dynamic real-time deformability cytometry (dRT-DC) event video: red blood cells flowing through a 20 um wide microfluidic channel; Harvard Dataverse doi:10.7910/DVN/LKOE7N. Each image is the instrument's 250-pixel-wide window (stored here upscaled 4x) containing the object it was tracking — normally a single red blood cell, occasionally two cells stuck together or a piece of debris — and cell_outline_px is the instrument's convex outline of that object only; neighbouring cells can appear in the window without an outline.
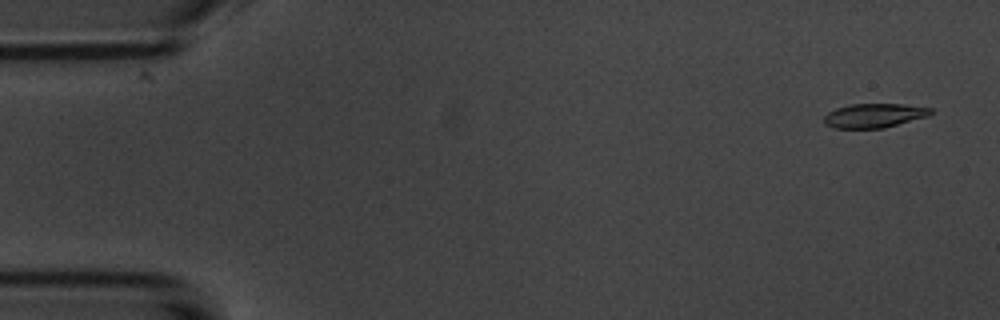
{"species": "common noctule bat (a hibernating species)", "species_latin": "Nyctalus noctula", "temperature_condition": "room temperature", "stored_images_in_passage": 55, "camera_frame_rate_fps": 3000, "um_per_image_px": 0.085, "animal": {"sex": "male", "body_mass_g": 20.1, "forearm_length_mm": 53.5}, "frame": {"image": 1, "passage_image": 3, "time_ms": 0.667, "image_size_px": [1000, 320], "cell_outline_px": [[932, 112], [928, 116], [884, 128], [832, 128], [824, 124], [824, 116], [828, 112], [836, 108], [852, 104], [904, 104], [932, 108]], "centroid_in_image_um": [74.29, 9.82], "position_along_channel_um": 10.7, "area_um2": 15.03}}
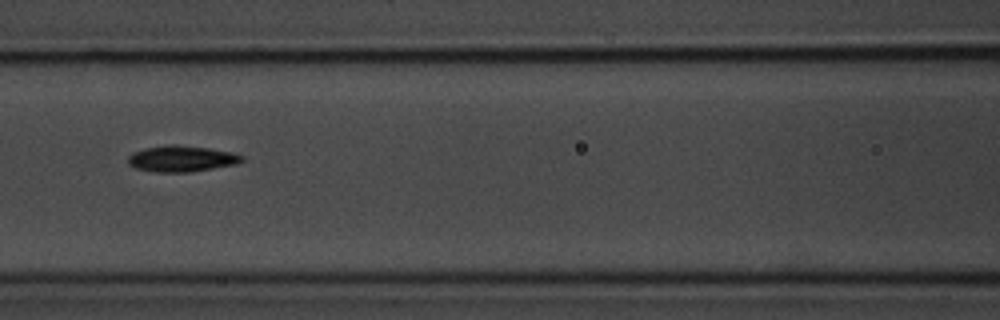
{"frame": {"image": 2, "passage_image": 24, "time_ms": 7.667, "image_size_px": [1000, 320], "cell_outline_px": [[244, 160], [236, 164], [188, 172], [156, 172], [136, 168], [128, 164], [128, 156], [132, 152], [148, 148], [172, 144], [176, 144], [208, 148], [232, 152], [244, 156]], "centroid_in_image_um": [15.44, 13.49], "position_along_channel_um": 151.2, "area_um2": 17.17}}
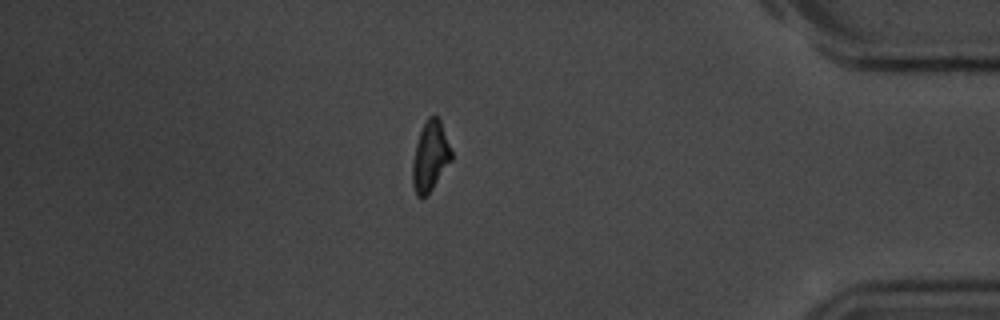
{"frame": {"image": 3, "passage_image": 47, "time_ms": 15.333, "image_size_px": [1000, 320], "cell_outline_px": [[452, 160], [432, 188], [424, 196], [416, 196], [412, 184], [412, 164], [416, 144], [420, 132], [428, 116], [436, 116], [440, 120], [452, 152]], "centroid_in_image_um": [36.56, 13.29], "position_along_channel_um": 398.6, "area_um2": 15.55}, "authors_computed_cell_mechanics": {"area_um2": 16.184, "velocity_mm_per_s": 3.7094, "shape_relaxation_time_tau1_ms": 3.6548, "shape_relaxation_time_tau2_ms": null, "deformation_change_tau1": 0.1317, "deformation_change_tau2": null}}